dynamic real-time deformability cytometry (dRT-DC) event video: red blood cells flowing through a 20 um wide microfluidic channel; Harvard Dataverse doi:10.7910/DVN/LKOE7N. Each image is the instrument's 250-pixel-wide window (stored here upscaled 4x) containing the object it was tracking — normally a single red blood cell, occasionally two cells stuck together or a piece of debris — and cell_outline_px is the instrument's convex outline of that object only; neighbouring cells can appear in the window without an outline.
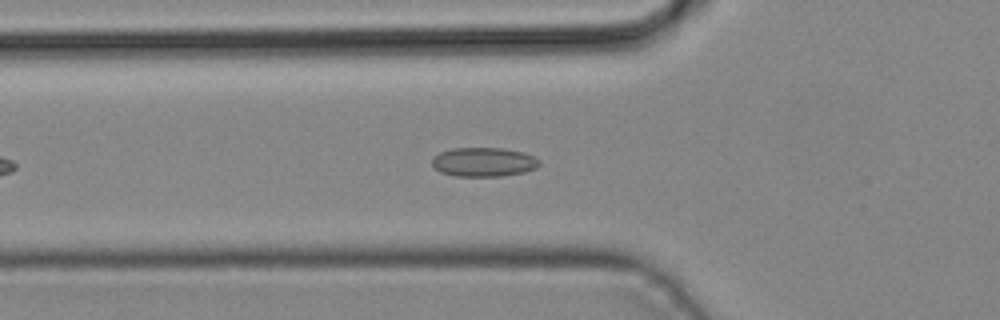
{"species": "common noctule bat (a hibernating species)", "species_latin": "Nyctalus noctula", "temperature_condition": "cold", "stored_images_in_passage": 11, "camera_frame_rate_fps": 3000, "um_per_image_px": 0.085, "animal": {"sex": "male", "body_mass_g": 19.2, "forearm_length_mm": 51.8}, "frame": {"image": 1, "passage_image": 8, "time_ms": 2.333, "image_size_px": [1000, 320], "cell_outline_px": [[540, 164], [536, 168], [524, 172], [500, 176], [456, 176], [440, 172], [432, 164], [432, 160], [440, 152], [452, 148], [504, 148], [524, 152], [540, 160]], "centroid_in_image_um": [41.13, 13.77], "position_along_channel_um": 84.7, "area_um2": 18.15}}